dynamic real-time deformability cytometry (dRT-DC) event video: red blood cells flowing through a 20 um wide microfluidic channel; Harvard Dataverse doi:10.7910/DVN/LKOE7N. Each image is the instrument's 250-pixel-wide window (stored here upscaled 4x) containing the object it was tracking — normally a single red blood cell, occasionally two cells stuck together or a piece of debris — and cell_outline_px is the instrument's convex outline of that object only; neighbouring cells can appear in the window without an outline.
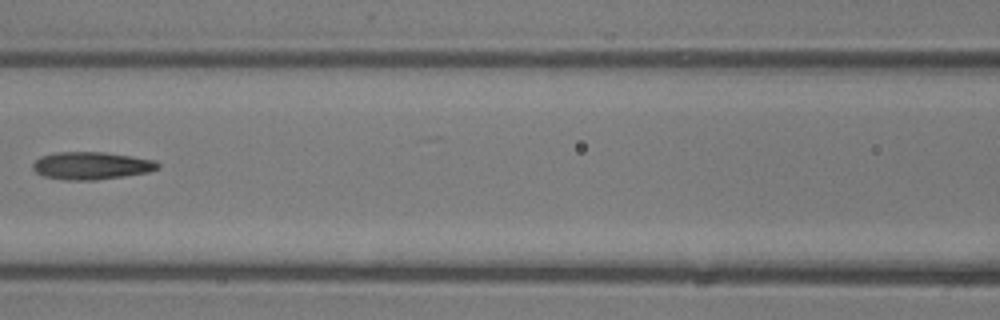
{"species": "common noctule bat (a hibernating species)", "species_latin": "Nyctalus noctula", "temperature_condition": "room temperature", "stored_images_in_passage": 8, "camera_frame_rate_fps": 3000, "um_per_image_px": 0.085, "animal": {"sex": "male", "body_mass_g": 13.3}, "frame": {"image": 1, "passage_image": 6, "time_ms": 1.667, "image_size_px": [1000, 320], "cell_outline_px": [[160, 168], [148, 172], [124, 176], [96, 180], [64, 180], [44, 176], [36, 172], [32, 168], [32, 164], [40, 156], [56, 152], [104, 152], [156, 160], [160, 164]], "centroid_in_image_um": [7.77, 14.08], "position_along_channel_um": 158.8, "area_um2": 20.17}}